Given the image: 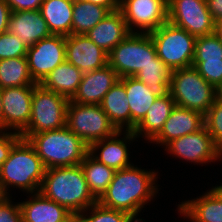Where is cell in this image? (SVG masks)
Returning a JSON list of instances; mask_svg holds the SVG:
<instances>
[{"label":"cell","mask_w":222,"mask_h":222,"mask_svg":"<svg viewBox=\"0 0 222 222\" xmlns=\"http://www.w3.org/2000/svg\"><path fill=\"white\" fill-rule=\"evenodd\" d=\"M158 171L132 164L115 172L105 193L97 201L102 206L128 213L134 219L159 193Z\"/></svg>","instance_id":"cell-1"},{"label":"cell","mask_w":222,"mask_h":222,"mask_svg":"<svg viewBox=\"0 0 222 222\" xmlns=\"http://www.w3.org/2000/svg\"><path fill=\"white\" fill-rule=\"evenodd\" d=\"M39 192L64 206L74 216L97 202L89 191L80 164L46 169Z\"/></svg>","instance_id":"cell-2"},{"label":"cell","mask_w":222,"mask_h":222,"mask_svg":"<svg viewBox=\"0 0 222 222\" xmlns=\"http://www.w3.org/2000/svg\"><path fill=\"white\" fill-rule=\"evenodd\" d=\"M46 167L28 140L21 138L0 168V183L10 195V187L25 194L38 193Z\"/></svg>","instance_id":"cell-3"},{"label":"cell","mask_w":222,"mask_h":222,"mask_svg":"<svg viewBox=\"0 0 222 222\" xmlns=\"http://www.w3.org/2000/svg\"><path fill=\"white\" fill-rule=\"evenodd\" d=\"M46 169L79 165L89 146L67 126L32 134L28 139Z\"/></svg>","instance_id":"cell-4"},{"label":"cell","mask_w":222,"mask_h":222,"mask_svg":"<svg viewBox=\"0 0 222 222\" xmlns=\"http://www.w3.org/2000/svg\"><path fill=\"white\" fill-rule=\"evenodd\" d=\"M169 94L176 106L205 115L217 98L216 88L209 84L194 67L172 71Z\"/></svg>","instance_id":"cell-5"},{"label":"cell","mask_w":222,"mask_h":222,"mask_svg":"<svg viewBox=\"0 0 222 222\" xmlns=\"http://www.w3.org/2000/svg\"><path fill=\"white\" fill-rule=\"evenodd\" d=\"M155 44L149 33L131 32L108 53V64L119 78L134 77L157 58Z\"/></svg>","instance_id":"cell-6"},{"label":"cell","mask_w":222,"mask_h":222,"mask_svg":"<svg viewBox=\"0 0 222 222\" xmlns=\"http://www.w3.org/2000/svg\"><path fill=\"white\" fill-rule=\"evenodd\" d=\"M69 99L37 84L33 90L29 124L20 134L28 139L32 134L66 126Z\"/></svg>","instance_id":"cell-7"},{"label":"cell","mask_w":222,"mask_h":222,"mask_svg":"<svg viewBox=\"0 0 222 222\" xmlns=\"http://www.w3.org/2000/svg\"><path fill=\"white\" fill-rule=\"evenodd\" d=\"M149 34L158 58L172 71L192 66L195 36L169 22Z\"/></svg>","instance_id":"cell-8"},{"label":"cell","mask_w":222,"mask_h":222,"mask_svg":"<svg viewBox=\"0 0 222 222\" xmlns=\"http://www.w3.org/2000/svg\"><path fill=\"white\" fill-rule=\"evenodd\" d=\"M66 126L88 146L118 131L100 105L77 104L71 100L67 106Z\"/></svg>","instance_id":"cell-9"},{"label":"cell","mask_w":222,"mask_h":222,"mask_svg":"<svg viewBox=\"0 0 222 222\" xmlns=\"http://www.w3.org/2000/svg\"><path fill=\"white\" fill-rule=\"evenodd\" d=\"M168 22L195 37L215 32V21L206 0H171L168 3Z\"/></svg>","instance_id":"cell-10"},{"label":"cell","mask_w":222,"mask_h":222,"mask_svg":"<svg viewBox=\"0 0 222 222\" xmlns=\"http://www.w3.org/2000/svg\"><path fill=\"white\" fill-rule=\"evenodd\" d=\"M164 149L172 158H179L195 165H207L222 159V151L215 145L205 126L195 133L172 140Z\"/></svg>","instance_id":"cell-11"},{"label":"cell","mask_w":222,"mask_h":222,"mask_svg":"<svg viewBox=\"0 0 222 222\" xmlns=\"http://www.w3.org/2000/svg\"><path fill=\"white\" fill-rule=\"evenodd\" d=\"M128 30L150 33L168 22L167 0H120Z\"/></svg>","instance_id":"cell-12"},{"label":"cell","mask_w":222,"mask_h":222,"mask_svg":"<svg viewBox=\"0 0 222 222\" xmlns=\"http://www.w3.org/2000/svg\"><path fill=\"white\" fill-rule=\"evenodd\" d=\"M29 72L36 84L66 60V37L53 35L29 47L26 54Z\"/></svg>","instance_id":"cell-13"},{"label":"cell","mask_w":222,"mask_h":222,"mask_svg":"<svg viewBox=\"0 0 222 222\" xmlns=\"http://www.w3.org/2000/svg\"><path fill=\"white\" fill-rule=\"evenodd\" d=\"M35 86L2 89L3 131L21 134L29 124Z\"/></svg>","instance_id":"cell-14"},{"label":"cell","mask_w":222,"mask_h":222,"mask_svg":"<svg viewBox=\"0 0 222 222\" xmlns=\"http://www.w3.org/2000/svg\"><path fill=\"white\" fill-rule=\"evenodd\" d=\"M136 139L133 131H117L113 136L93 142L89 146V153L99 162L118 171L133 164L129 160L131 152L128 148L131 142L138 141Z\"/></svg>","instance_id":"cell-15"},{"label":"cell","mask_w":222,"mask_h":222,"mask_svg":"<svg viewBox=\"0 0 222 222\" xmlns=\"http://www.w3.org/2000/svg\"><path fill=\"white\" fill-rule=\"evenodd\" d=\"M66 61L85 74L106 66L108 53L86 34H71L66 36Z\"/></svg>","instance_id":"cell-16"},{"label":"cell","mask_w":222,"mask_h":222,"mask_svg":"<svg viewBox=\"0 0 222 222\" xmlns=\"http://www.w3.org/2000/svg\"><path fill=\"white\" fill-rule=\"evenodd\" d=\"M118 81L116 71L109 64L85 73L71 101L77 104L100 105L103 97Z\"/></svg>","instance_id":"cell-17"},{"label":"cell","mask_w":222,"mask_h":222,"mask_svg":"<svg viewBox=\"0 0 222 222\" xmlns=\"http://www.w3.org/2000/svg\"><path fill=\"white\" fill-rule=\"evenodd\" d=\"M204 126L203 114L188 108L175 106L160 133L150 143L165 147L172 140L195 133Z\"/></svg>","instance_id":"cell-18"},{"label":"cell","mask_w":222,"mask_h":222,"mask_svg":"<svg viewBox=\"0 0 222 222\" xmlns=\"http://www.w3.org/2000/svg\"><path fill=\"white\" fill-rule=\"evenodd\" d=\"M27 198L19 202L23 222H76V216L40 192L28 194Z\"/></svg>","instance_id":"cell-19"},{"label":"cell","mask_w":222,"mask_h":222,"mask_svg":"<svg viewBox=\"0 0 222 222\" xmlns=\"http://www.w3.org/2000/svg\"><path fill=\"white\" fill-rule=\"evenodd\" d=\"M177 208L178 214L187 221L222 222V193L213 186L201 196L180 202Z\"/></svg>","instance_id":"cell-20"},{"label":"cell","mask_w":222,"mask_h":222,"mask_svg":"<svg viewBox=\"0 0 222 222\" xmlns=\"http://www.w3.org/2000/svg\"><path fill=\"white\" fill-rule=\"evenodd\" d=\"M7 32L18 36L27 48L51 35L40 10L11 11Z\"/></svg>","instance_id":"cell-21"},{"label":"cell","mask_w":222,"mask_h":222,"mask_svg":"<svg viewBox=\"0 0 222 222\" xmlns=\"http://www.w3.org/2000/svg\"><path fill=\"white\" fill-rule=\"evenodd\" d=\"M130 33L122 12L116 10L109 12L94 28L90 29L86 35L98 47L109 53Z\"/></svg>","instance_id":"cell-22"},{"label":"cell","mask_w":222,"mask_h":222,"mask_svg":"<svg viewBox=\"0 0 222 222\" xmlns=\"http://www.w3.org/2000/svg\"><path fill=\"white\" fill-rule=\"evenodd\" d=\"M175 106V101L169 93L163 97H158L145 117L136 125L133 130L134 135L138 139L141 137L150 143L160 133Z\"/></svg>","instance_id":"cell-23"},{"label":"cell","mask_w":222,"mask_h":222,"mask_svg":"<svg viewBox=\"0 0 222 222\" xmlns=\"http://www.w3.org/2000/svg\"><path fill=\"white\" fill-rule=\"evenodd\" d=\"M119 81L125 86L130 106V131H133L158 97L136 77H122Z\"/></svg>","instance_id":"cell-24"},{"label":"cell","mask_w":222,"mask_h":222,"mask_svg":"<svg viewBox=\"0 0 222 222\" xmlns=\"http://www.w3.org/2000/svg\"><path fill=\"white\" fill-rule=\"evenodd\" d=\"M84 73L66 60L51 71L40 83L42 87L71 100Z\"/></svg>","instance_id":"cell-25"},{"label":"cell","mask_w":222,"mask_h":222,"mask_svg":"<svg viewBox=\"0 0 222 222\" xmlns=\"http://www.w3.org/2000/svg\"><path fill=\"white\" fill-rule=\"evenodd\" d=\"M100 106L118 131H130V106L120 81L107 92Z\"/></svg>","instance_id":"cell-26"},{"label":"cell","mask_w":222,"mask_h":222,"mask_svg":"<svg viewBox=\"0 0 222 222\" xmlns=\"http://www.w3.org/2000/svg\"><path fill=\"white\" fill-rule=\"evenodd\" d=\"M73 3V0H43L40 12L51 34L71 35Z\"/></svg>","instance_id":"cell-27"},{"label":"cell","mask_w":222,"mask_h":222,"mask_svg":"<svg viewBox=\"0 0 222 222\" xmlns=\"http://www.w3.org/2000/svg\"><path fill=\"white\" fill-rule=\"evenodd\" d=\"M89 191L98 201L113 180L115 170L96 160L89 152L80 163Z\"/></svg>","instance_id":"cell-28"},{"label":"cell","mask_w":222,"mask_h":222,"mask_svg":"<svg viewBox=\"0 0 222 222\" xmlns=\"http://www.w3.org/2000/svg\"><path fill=\"white\" fill-rule=\"evenodd\" d=\"M30 75L26 57L0 60V88L36 86Z\"/></svg>","instance_id":"cell-29"},{"label":"cell","mask_w":222,"mask_h":222,"mask_svg":"<svg viewBox=\"0 0 222 222\" xmlns=\"http://www.w3.org/2000/svg\"><path fill=\"white\" fill-rule=\"evenodd\" d=\"M110 11L91 2L74 1L71 34H86L94 28Z\"/></svg>","instance_id":"cell-30"},{"label":"cell","mask_w":222,"mask_h":222,"mask_svg":"<svg viewBox=\"0 0 222 222\" xmlns=\"http://www.w3.org/2000/svg\"><path fill=\"white\" fill-rule=\"evenodd\" d=\"M172 70L158 57L155 63H150L141 69L134 77L143 82L157 97H163L169 93V83Z\"/></svg>","instance_id":"cell-31"},{"label":"cell","mask_w":222,"mask_h":222,"mask_svg":"<svg viewBox=\"0 0 222 222\" xmlns=\"http://www.w3.org/2000/svg\"><path fill=\"white\" fill-rule=\"evenodd\" d=\"M134 220L128 213L104 207L98 202L76 216V222H133Z\"/></svg>","instance_id":"cell-32"},{"label":"cell","mask_w":222,"mask_h":222,"mask_svg":"<svg viewBox=\"0 0 222 222\" xmlns=\"http://www.w3.org/2000/svg\"><path fill=\"white\" fill-rule=\"evenodd\" d=\"M222 60V43L215 33L196 37L193 61Z\"/></svg>","instance_id":"cell-33"},{"label":"cell","mask_w":222,"mask_h":222,"mask_svg":"<svg viewBox=\"0 0 222 222\" xmlns=\"http://www.w3.org/2000/svg\"><path fill=\"white\" fill-rule=\"evenodd\" d=\"M204 123L215 145L222 151V101L217 99L204 115Z\"/></svg>","instance_id":"cell-34"},{"label":"cell","mask_w":222,"mask_h":222,"mask_svg":"<svg viewBox=\"0 0 222 222\" xmlns=\"http://www.w3.org/2000/svg\"><path fill=\"white\" fill-rule=\"evenodd\" d=\"M28 48L22 40L8 32L0 34V60L26 57Z\"/></svg>","instance_id":"cell-35"},{"label":"cell","mask_w":222,"mask_h":222,"mask_svg":"<svg viewBox=\"0 0 222 222\" xmlns=\"http://www.w3.org/2000/svg\"><path fill=\"white\" fill-rule=\"evenodd\" d=\"M192 66L216 89L222 83V60L193 61Z\"/></svg>","instance_id":"cell-36"},{"label":"cell","mask_w":222,"mask_h":222,"mask_svg":"<svg viewBox=\"0 0 222 222\" xmlns=\"http://www.w3.org/2000/svg\"><path fill=\"white\" fill-rule=\"evenodd\" d=\"M11 198L0 205V222H23L19 202L15 203Z\"/></svg>","instance_id":"cell-37"},{"label":"cell","mask_w":222,"mask_h":222,"mask_svg":"<svg viewBox=\"0 0 222 222\" xmlns=\"http://www.w3.org/2000/svg\"><path fill=\"white\" fill-rule=\"evenodd\" d=\"M21 135L15 132H7L0 129V168L8 158L12 147L21 139Z\"/></svg>","instance_id":"cell-38"},{"label":"cell","mask_w":222,"mask_h":222,"mask_svg":"<svg viewBox=\"0 0 222 222\" xmlns=\"http://www.w3.org/2000/svg\"><path fill=\"white\" fill-rule=\"evenodd\" d=\"M11 11L40 10L43 0H4Z\"/></svg>","instance_id":"cell-39"},{"label":"cell","mask_w":222,"mask_h":222,"mask_svg":"<svg viewBox=\"0 0 222 222\" xmlns=\"http://www.w3.org/2000/svg\"><path fill=\"white\" fill-rule=\"evenodd\" d=\"M10 14V6L4 0H0V34L7 32Z\"/></svg>","instance_id":"cell-40"},{"label":"cell","mask_w":222,"mask_h":222,"mask_svg":"<svg viewBox=\"0 0 222 222\" xmlns=\"http://www.w3.org/2000/svg\"><path fill=\"white\" fill-rule=\"evenodd\" d=\"M207 7L214 21L222 18V0H206Z\"/></svg>","instance_id":"cell-41"},{"label":"cell","mask_w":222,"mask_h":222,"mask_svg":"<svg viewBox=\"0 0 222 222\" xmlns=\"http://www.w3.org/2000/svg\"><path fill=\"white\" fill-rule=\"evenodd\" d=\"M106 7L110 12L119 10L120 0H85Z\"/></svg>","instance_id":"cell-42"},{"label":"cell","mask_w":222,"mask_h":222,"mask_svg":"<svg viewBox=\"0 0 222 222\" xmlns=\"http://www.w3.org/2000/svg\"><path fill=\"white\" fill-rule=\"evenodd\" d=\"M11 196L8 194L4 186L0 183V205L7 201Z\"/></svg>","instance_id":"cell-43"},{"label":"cell","mask_w":222,"mask_h":222,"mask_svg":"<svg viewBox=\"0 0 222 222\" xmlns=\"http://www.w3.org/2000/svg\"><path fill=\"white\" fill-rule=\"evenodd\" d=\"M214 33L218 36L219 40L222 43V18L215 21V32Z\"/></svg>","instance_id":"cell-44"},{"label":"cell","mask_w":222,"mask_h":222,"mask_svg":"<svg viewBox=\"0 0 222 222\" xmlns=\"http://www.w3.org/2000/svg\"><path fill=\"white\" fill-rule=\"evenodd\" d=\"M0 129L3 130L2 89L0 88Z\"/></svg>","instance_id":"cell-45"},{"label":"cell","mask_w":222,"mask_h":222,"mask_svg":"<svg viewBox=\"0 0 222 222\" xmlns=\"http://www.w3.org/2000/svg\"><path fill=\"white\" fill-rule=\"evenodd\" d=\"M216 92H217V99L222 101V83L218 86Z\"/></svg>","instance_id":"cell-46"},{"label":"cell","mask_w":222,"mask_h":222,"mask_svg":"<svg viewBox=\"0 0 222 222\" xmlns=\"http://www.w3.org/2000/svg\"><path fill=\"white\" fill-rule=\"evenodd\" d=\"M218 190H220L221 191V193H222V183L220 184V185H217V186H215Z\"/></svg>","instance_id":"cell-47"},{"label":"cell","mask_w":222,"mask_h":222,"mask_svg":"<svg viewBox=\"0 0 222 222\" xmlns=\"http://www.w3.org/2000/svg\"><path fill=\"white\" fill-rule=\"evenodd\" d=\"M133 222H145L144 219H135Z\"/></svg>","instance_id":"cell-48"}]
</instances>
